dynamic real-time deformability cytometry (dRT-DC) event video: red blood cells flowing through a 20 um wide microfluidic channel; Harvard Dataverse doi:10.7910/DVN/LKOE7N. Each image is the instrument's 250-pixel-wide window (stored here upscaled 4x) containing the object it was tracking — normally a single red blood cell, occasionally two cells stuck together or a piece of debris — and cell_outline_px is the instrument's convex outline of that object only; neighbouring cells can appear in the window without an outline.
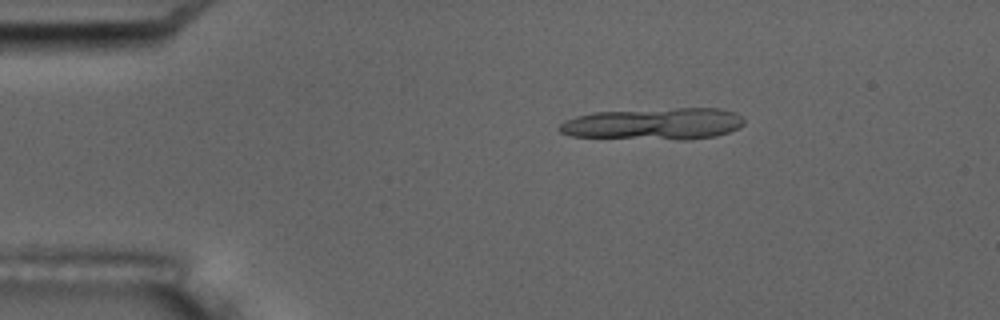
{"species": "common noctule bat (a hibernating species)", "species_latin": "Nyctalus noctula", "temperature_condition": "room temperature", "stored_images_in_passage": 5, "camera_frame_rate_fps": 3000, "um_per_image_px": 0.085, "animal": {"sex": "male", "body_mass_g": 17.5, "forearm_length_mm": 52.3}, "frame": {"image": 1, "passage_image": 3, "time_ms": 2.333, "image_size_px": [1000, 320], "cell_outline_px": [[744, 124], [740, 128], [716, 136], [688, 140], [680, 140], [572, 136], [560, 132], [556, 128], [564, 120], [576, 116], [592, 112], [676, 108], [720, 108], [736, 112], [744, 120]], "centroid_in_image_um": [55.6, 10.52], "position_along_channel_um": 29.4, "area_um2": 34.51}}